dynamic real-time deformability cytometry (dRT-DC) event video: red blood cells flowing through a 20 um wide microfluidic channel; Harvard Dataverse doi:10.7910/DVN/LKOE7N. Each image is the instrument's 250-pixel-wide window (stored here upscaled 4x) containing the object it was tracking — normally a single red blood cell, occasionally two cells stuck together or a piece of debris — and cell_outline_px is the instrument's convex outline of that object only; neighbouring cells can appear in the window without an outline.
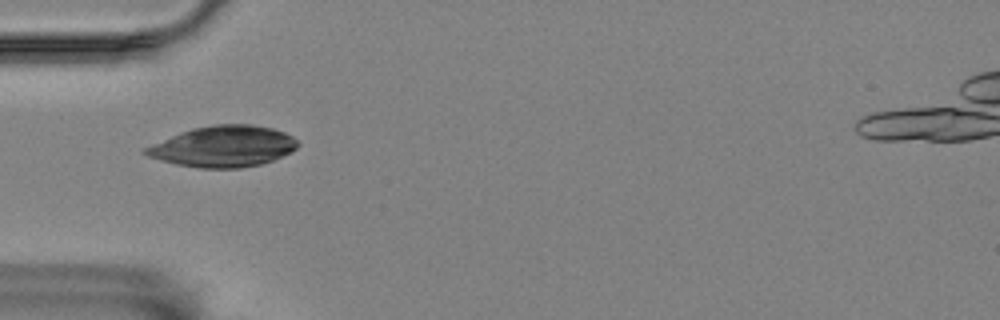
{"species": "Egyptian fruit bat (a non-hibernating species)", "species_latin": "Rousettus aegyptiacus", "temperature_condition": "room temperature", "stored_images_in_passage": 6, "camera_frame_rate_fps": 3000, "um_per_image_px": 0.085, "animal": {"sex": "female"}, "frame": {"image": 1, "passage_image": 4, "time_ms": 3.667, "image_size_px": [1000, 320], "cell_outline_px": [[300, 144], [292, 152], [272, 160], [260, 164], [240, 168], [200, 168], [176, 164], [160, 160], [148, 156], [144, 152], [144, 148], [152, 144], [180, 132], [192, 128], [212, 124], [252, 124], [272, 128], [284, 132], [292, 136]], "centroid_in_image_um": [18.99, 12.44], "position_along_channel_um": 66.0, "area_um2": 36.36}}
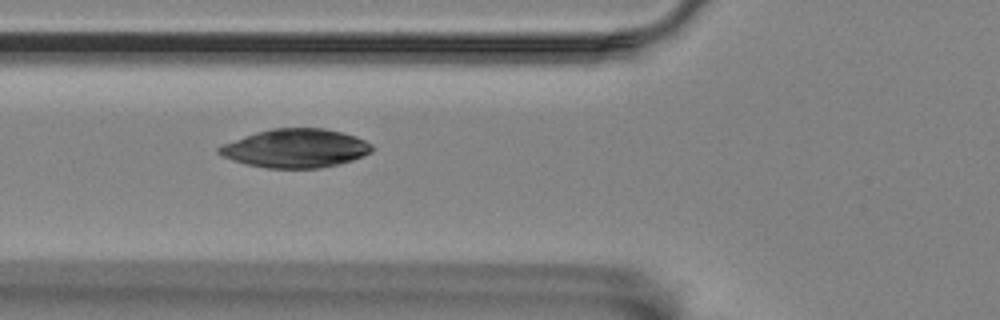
{"frame": {"image": 2, "passage_image": 5, "time_ms": 4.667, "image_size_px": [1000, 320], "cell_outline_px": [[376, 148], [372, 152], [364, 156], [352, 160], [320, 168], [264, 168], [244, 164], [232, 160], [216, 152], [216, 148], [224, 144], [244, 136], [256, 132], [272, 128], [324, 128], [356, 136], [372, 144]], "centroid_in_image_um": [25.13, 12.61], "position_along_channel_um": 100.7, "area_um2": 34.56}}
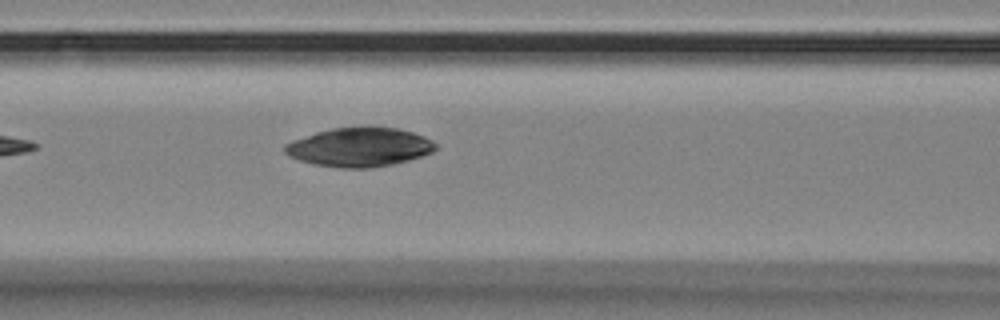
{"frame": {"image": 3, "passage_image": 6, "time_ms": 5.667, "image_size_px": [1000, 320], "cell_outline_px": [[436, 148], [432, 152], [408, 160], [392, 164], [368, 168], [340, 168], [316, 164], [300, 160], [288, 156], [284, 152], [284, 144], [292, 140], [316, 132], [332, 128], [360, 124], [368, 124], [396, 128], [412, 132], [424, 136], [432, 140], [436, 144]], "centroid_in_image_um": [30.54, 12.46], "position_along_channel_um": 136.1, "area_um2": 34.85}}